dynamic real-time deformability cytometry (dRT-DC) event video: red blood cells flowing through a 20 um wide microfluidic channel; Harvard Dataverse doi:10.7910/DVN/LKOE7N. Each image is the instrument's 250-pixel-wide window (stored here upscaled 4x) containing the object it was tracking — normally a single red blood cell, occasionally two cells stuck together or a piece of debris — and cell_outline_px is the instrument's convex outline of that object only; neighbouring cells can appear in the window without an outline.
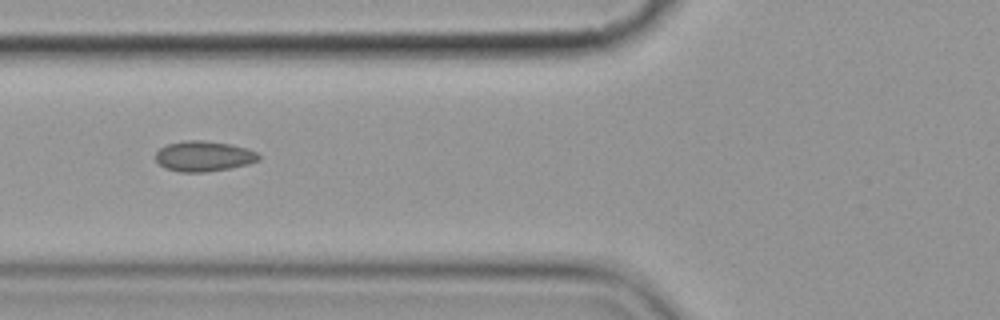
{"species": "common noctule bat (a hibernating species)", "species_latin": "Nyctalus noctula", "temperature_condition": "cold", "stored_images_in_passage": 16, "segment_of_instrument_passage": [2, 2], "camera_frame_rate_fps": 3000, "um_per_image_px": 0.085, "animal": {"sex": "female", "body_mass_g": 19.9}, "frame": {"image": 1, "passage_image": 7, "time_ms": 7.667, "image_size_px": [1000, 320], "cell_outline_px": [[260, 160], [248, 164], [228, 168], [204, 172], [180, 172], [164, 168], [156, 160], [156, 152], [160, 148], [168, 144], [184, 140], [204, 140], [232, 144], [248, 148], [256, 152], [260, 156]], "centroid_in_image_um": [17.32, 13.27], "position_along_channel_um": 108.5, "area_um2": 18.32}}